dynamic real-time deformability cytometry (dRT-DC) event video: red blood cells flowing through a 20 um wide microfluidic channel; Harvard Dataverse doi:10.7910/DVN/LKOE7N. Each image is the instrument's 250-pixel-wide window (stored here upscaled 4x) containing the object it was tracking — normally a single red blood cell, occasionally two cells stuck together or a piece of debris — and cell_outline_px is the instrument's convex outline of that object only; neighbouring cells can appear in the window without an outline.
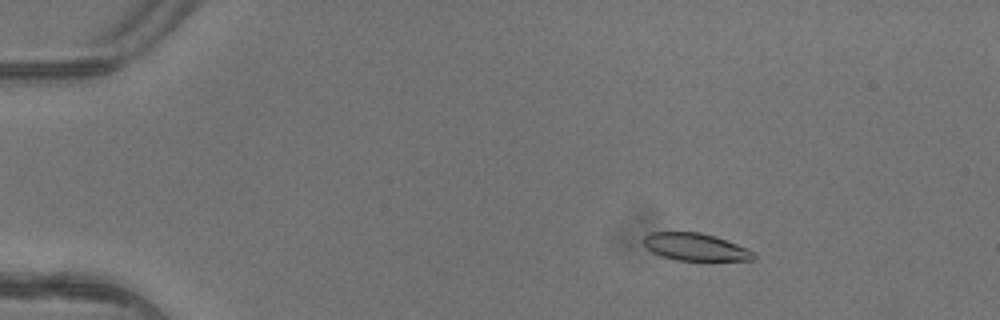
{"species": "common noctule bat (a hibernating species)", "species_latin": "Nyctalus noctula", "temperature_condition": "warm", "stored_images_in_passage": 5, "camera_frame_rate_fps": 3000, "um_per_image_px": 0.085, "animal": {"sex": "female"}, "frame": {"image": 1, "passage_image": 3, "time_ms": 0.667, "image_size_px": [1000, 320], "cell_outline_px": [[756, 256], [752, 260], [676, 260], [652, 252], [644, 244], [644, 236], [648, 232], [700, 232], [716, 236], [748, 248]], "centroid_in_image_um": [59.11, 20.98], "position_along_channel_um": 25.9, "area_um2": 17.46}}